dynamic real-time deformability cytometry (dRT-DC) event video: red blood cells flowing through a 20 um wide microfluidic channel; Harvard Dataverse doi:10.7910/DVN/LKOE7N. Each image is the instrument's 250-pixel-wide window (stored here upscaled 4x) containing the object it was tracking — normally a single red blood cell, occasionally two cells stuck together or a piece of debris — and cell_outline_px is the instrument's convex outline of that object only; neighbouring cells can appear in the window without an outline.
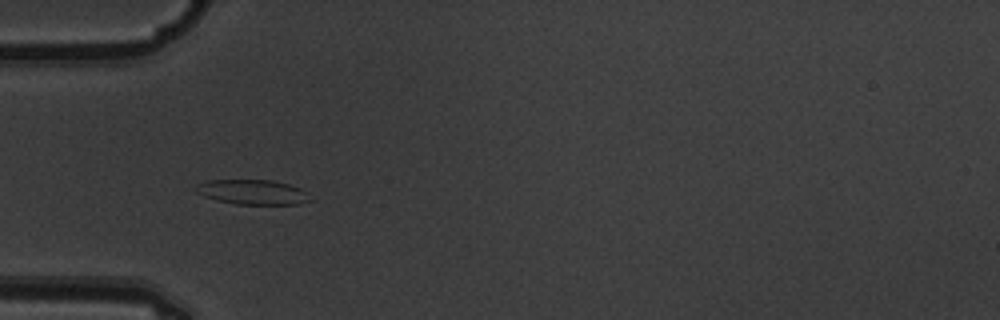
{"species": "common noctule bat (a hibernating species)", "species_latin": "Nyctalus noctula", "temperature_condition": "warm", "stored_images_in_passage": 5, "camera_frame_rate_fps": 3000, "um_per_image_px": 0.085, "animal": {"sex": "male", "body_mass_g": 19.5, "forearm_length_mm": 54.6}, "frame": {"image": 1, "passage_image": 4, "time_ms": 1.0, "image_size_px": [1000, 320], "cell_outline_px": [[316, 200], [300, 204], [236, 204], [216, 200], [204, 196], [196, 192], [192, 188], [196, 184], [208, 180], [272, 180], [288, 184], [300, 188], [308, 192]], "centroid_in_image_um": [21.51, 16.33], "position_along_channel_um": 63.5, "area_um2": 16.88}}
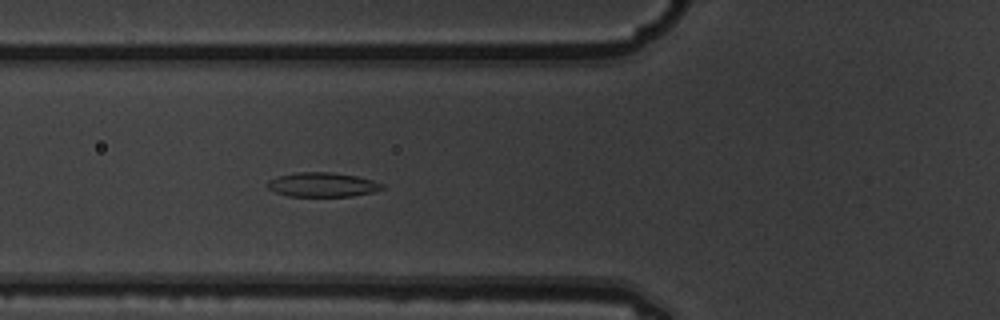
{"frame": {"image": 2, "passage_image": 5, "time_ms": 1.333, "image_size_px": [1000, 320], "cell_outline_px": [[384, 188], [372, 192], [352, 196], [288, 196], [276, 192], [268, 188], [268, 180], [276, 176], [300, 172], [332, 172], [356, 176], [372, 180], [384, 184]], "centroid_in_image_um": [27.4, 15.69], "position_along_channel_um": 98.4, "area_um2": 16.18}}